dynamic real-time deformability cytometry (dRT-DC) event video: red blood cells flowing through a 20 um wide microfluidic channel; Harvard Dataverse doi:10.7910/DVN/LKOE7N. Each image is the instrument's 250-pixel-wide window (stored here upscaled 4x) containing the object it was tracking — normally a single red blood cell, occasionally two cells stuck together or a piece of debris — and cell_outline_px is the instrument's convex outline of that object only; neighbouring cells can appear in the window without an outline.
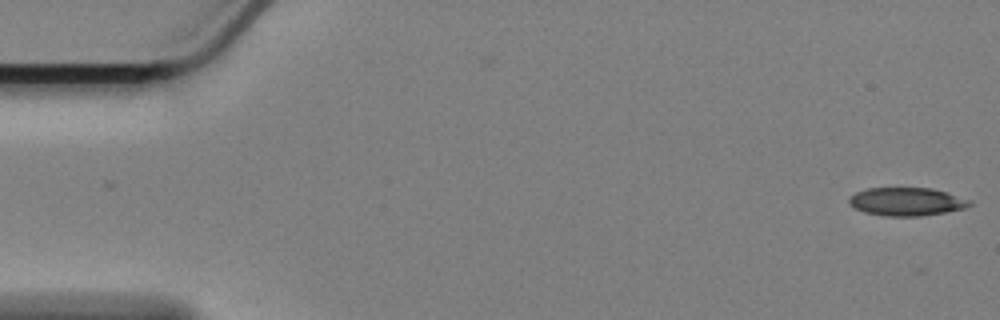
{"species": "Egyptian fruit bat (a non-hibernating species)", "species_latin": "Rousettus aegyptiacus", "temperature_condition": "cold", "stored_images_in_passage": 59, "camera_frame_rate_fps": 3000, "um_per_image_px": 0.085, "animal": {"sex": "female"}, "frame": {"image": 1, "passage_image": 1, "time_ms": 0.0, "image_size_px": [1000, 320], "cell_outline_px": [[972, 204], [964, 208], [944, 212], [920, 216], [884, 216], [864, 212], [848, 204], [848, 200], [856, 192], [868, 188], [932, 188], [972, 200]], "centroid_in_image_um": [77.06, 17.14], "position_along_channel_um": 7.9, "area_um2": 19.71}}
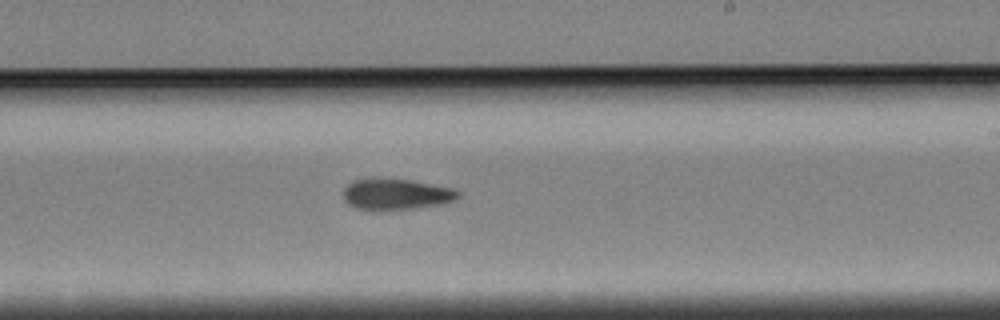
{"frame": {"image": 2, "passage_image": 34, "time_ms": 11.0, "image_size_px": [1000, 320], "cell_outline_px": [[460, 196], [456, 200], [440, 204], [408, 208], [356, 208], [348, 204], [344, 200], [344, 188], [352, 180], [412, 180], [452, 188], [460, 192]], "centroid_in_image_um": [33.71, 16.5], "position_along_channel_um": 255.3, "area_um2": 19.77}}
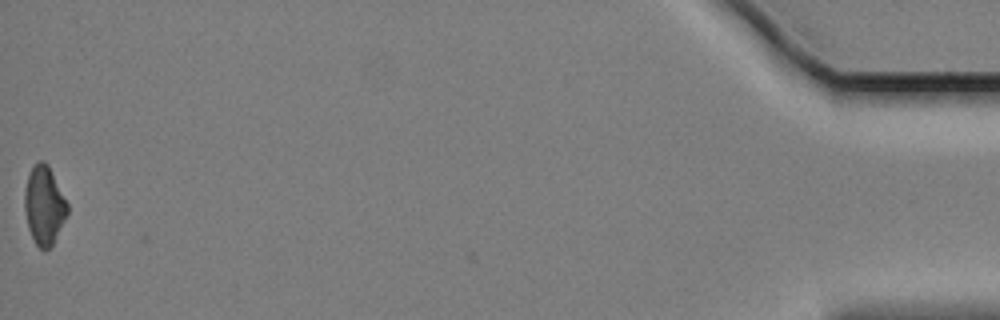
{"frame": {"image": 3, "passage_image": 58, "time_ms": 19.0, "image_size_px": [1000, 320], "cell_outline_px": [[68, 212], [52, 244], [44, 252], [36, 244], [28, 228], [24, 208], [24, 192], [28, 176], [36, 160], [44, 160], [48, 164], [68, 204]], "centroid_in_image_um": [3.74, 17.43], "position_along_channel_um": 431.5, "area_um2": 19.42}, "authors_computed_cell_mechanics": {"area_um2": 20.5768, "velocity_mm_per_s": 3.4149, "shape_relaxation_time_tau1_ms": null, "shape_relaxation_time_tau2_ms": 7.1611, "deformation_change_tau1": null, "deformation_change_tau2": 0.148}}